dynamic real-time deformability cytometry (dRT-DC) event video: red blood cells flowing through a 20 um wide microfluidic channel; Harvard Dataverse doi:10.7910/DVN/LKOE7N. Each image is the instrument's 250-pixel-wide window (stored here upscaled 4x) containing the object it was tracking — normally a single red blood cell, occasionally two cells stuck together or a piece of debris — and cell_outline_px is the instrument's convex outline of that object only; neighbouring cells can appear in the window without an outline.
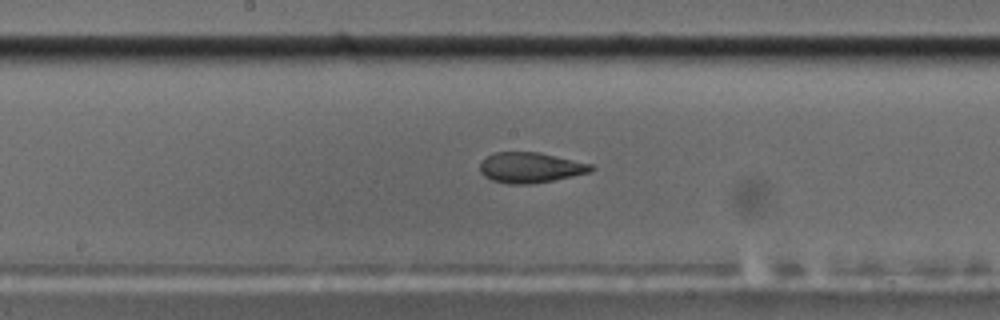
{"species": "common noctule bat (a hibernating species)", "species_latin": "Nyctalus noctula", "temperature_condition": "cold", "stored_images_in_passage": 45, "camera_frame_rate_fps": 3000, "um_per_image_px": 0.085, "animal": {"sex": "male", "body_mass_g": 17.5, "forearm_length_mm": 52.3}, "frame": {"image": 1, "passage_image": 22, "time_ms": 7.0, "image_size_px": [1000, 320], "cell_outline_px": [[596, 168], [592, 172], [532, 184], [508, 184], [492, 180], [484, 176], [480, 172], [480, 160], [492, 152], [540, 152], [592, 164]], "centroid_in_image_um": [45.07, 14.23], "position_along_channel_um": 203.1, "area_um2": 19.94}}
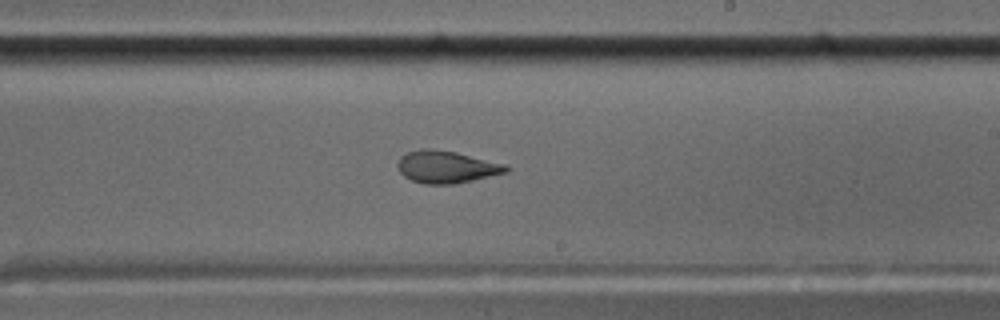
{"frame": {"image": 2, "passage_image": 26, "time_ms": 8.333, "image_size_px": [1000, 320], "cell_outline_px": [[512, 168], [508, 172], [472, 180], [452, 184], [424, 184], [412, 180], [404, 176], [400, 172], [396, 164], [400, 156], [408, 152], [420, 148], [432, 148], [456, 152], [508, 164]], "centroid_in_image_um": [37.97, 14.17], "position_along_channel_um": 251.0, "area_um2": 20.63}}
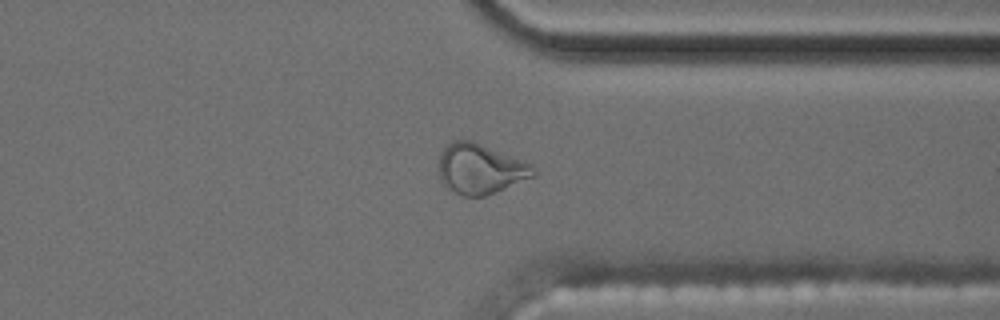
{"frame": {"image": 3, "passage_image": 36, "time_ms": 11.667, "image_size_px": [1000, 320], "cell_outline_px": [[536, 176], [484, 196], [464, 196], [448, 188], [440, 180], [440, 152], [444, 144], [452, 140], [472, 140], [532, 164], [536, 172]], "centroid_in_image_um": [40.82, 14.33], "position_along_channel_um": 370.6, "area_um2": 27.57}, "authors_computed_cell_mechanics": {"area_um2": 20.23, "velocity_mm_per_s": 3.6117, "shape_relaxation_time_tau1_ms": null, "shape_relaxation_time_tau2_ms": 1.6669, "deformation_change_tau1": null, "deformation_change_tau2": 0.0692}}